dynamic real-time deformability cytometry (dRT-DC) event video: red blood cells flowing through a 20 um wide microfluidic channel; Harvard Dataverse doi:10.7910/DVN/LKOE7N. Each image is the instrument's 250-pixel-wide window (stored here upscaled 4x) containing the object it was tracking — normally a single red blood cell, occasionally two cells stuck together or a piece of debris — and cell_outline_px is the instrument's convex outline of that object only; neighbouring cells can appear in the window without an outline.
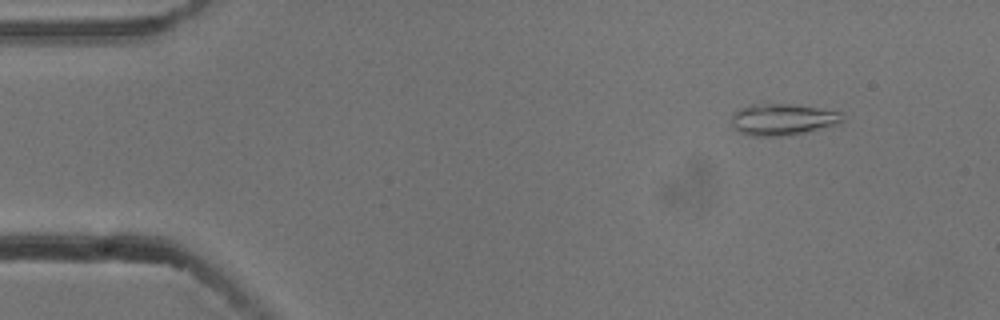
{"species": "common noctule bat (a hibernating species)", "species_latin": "Nyctalus noctula", "temperature_condition": "cold", "stored_images_in_passage": 4, "camera_frame_rate_fps": 3000, "um_per_image_px": 0.085, "animal": {"sex": "male", "body_mass_g": 13.3}, "frame": {"image": 1, "passage_image": 2, "time_ms": 0.333, "image_size_px": [1000, 320], "cell_outline_px": [[844, 120], [840, 124], [804, 132], [772, 136], [760, 136], [740, 132], [732, 124], [732, 116], [736, 112], [752, 104], [788, 104], [816, 108], [840, 112]], "centroid_in_image_um": [66.56, 10.15], "position_along_channel_um": 18.4, "area_um2": 19.65}}